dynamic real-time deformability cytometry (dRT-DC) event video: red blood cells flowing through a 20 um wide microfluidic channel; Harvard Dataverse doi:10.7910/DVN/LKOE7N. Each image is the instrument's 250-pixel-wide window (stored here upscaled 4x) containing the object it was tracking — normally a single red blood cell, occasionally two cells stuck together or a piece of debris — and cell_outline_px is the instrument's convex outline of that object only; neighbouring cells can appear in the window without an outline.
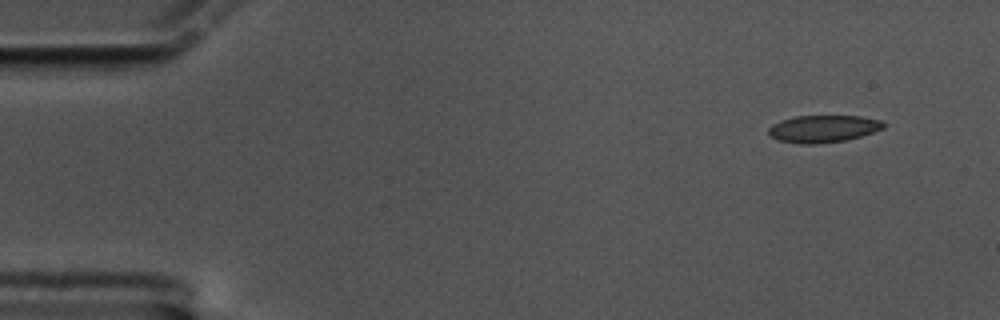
{"species": "common noctule bat (a hibernating species)", "species_latin": "Nyctalus noctula", "temperature_condition": "cold", "stored_images_in_passage": 55, "camera_frame_rate_fps": 3000, "um_per_image_px": 0.085, "animal": {"sex": "male", "body_mass_g": 17.5, "forearm_length_mm": 52.3}, "frame": {"image": 1, "passage_image": 1, "time_ms": 0.0, "image_size_px": [1000, 320], "cell_outline_px": [[884, 128], [860, 136], [844, 140], [812, 144], [800, 144], [776, 140], [768, 136], [768, 128], [772, 124], [780, 120], [796, 116], [860, 116], [880, 120], [884, 124]], "centroid_in_image_um": [69.9, 10.94], "position_along_channel_um": 15.1, "area_um2": 18.21}}
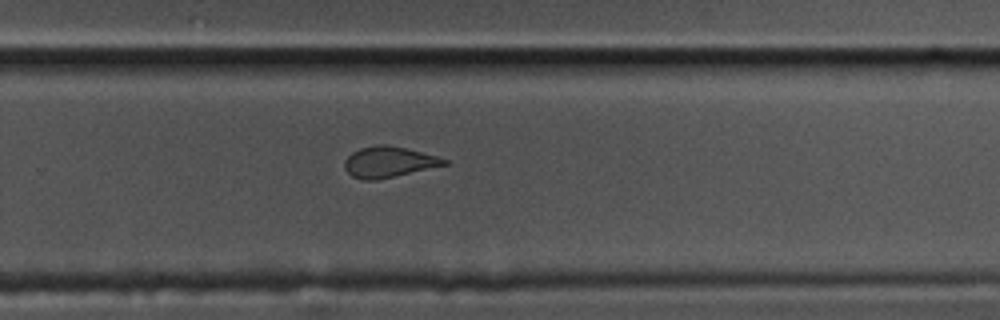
{"frame": {"image": 2, "passage_image": 35, "time_ms": 11.333, "image_size_px": [1000, 320], "cell_outline_px": [[448, 164], [376, 180], [364, 180], [352, 176], [344, 168], [344, 160], [352, 152], [360, 148], [376, 144], [388, 144], [436, 156], [448, 160]], "centroid_in_image_um": [32.99, 13.76], "position_along_channel_um": 296.8, "area_um2": 17.69}}
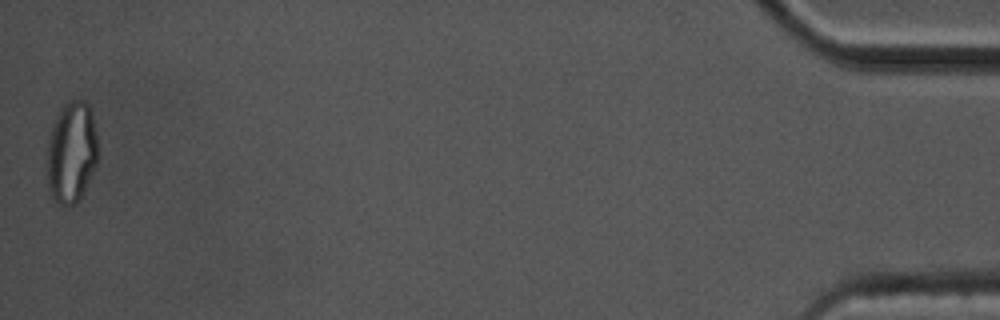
{"frame": {"image": 3, "passage_image": 55, "time_ms": 18.0, "image_size_px": [1000, 320], "cell_outline_px": [[96, 164], [80, 200], [76, 204], [60, 204], [52, 196], [48, 188], [48, 140], [52, 124], [60, 108], [68, 100], [84, 100], [88, 104], [92, 112], [96, 136]], "centroid_in_image_um": [6.07, 12.91], "position_along_channel_um": 429.1, "area_um2": 29.82}, "authors_computed_cell_mechanics": {"area_um2": 18.8428, "velocity_mm_per_s": 3.4015, "shape_relaxation_time_tau1_ms": null, "shape_relaxation_time_tau2_ms": 2.0263, "deformation_change_tau1": null, "deformation_change_tau2": 0.0657}}